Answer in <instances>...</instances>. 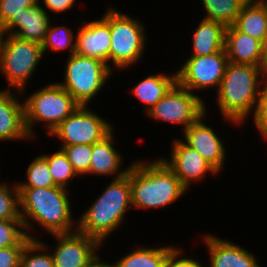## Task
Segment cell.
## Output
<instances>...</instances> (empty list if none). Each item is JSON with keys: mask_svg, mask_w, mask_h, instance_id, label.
<instances>
[{"mask_svg": "<svg viewBox=\"0 0 267 267\" xmlns=\"http://www.w3.org/2000/svg\"><path fill=\"white\" fill-rule=\"evenodd\" d=\"M169 253L165 261V267H207V264L203 265V262L196 257H192L191 254H186L180 245L176 244ZM185 254L187 256H185ZM189 256V257H188ZM201 261V262H200Z\"/></svg>", "mask_w": 267, "mask_h": 267, "instance_id": "35", "label": "cell"}, {"mask_svg": "<svg viewBox=\"0 0 267 267\" xmlns=\"http://www.w3.org/2000/svg\"><path fill=\"white\" fill-rule=\"evenodd\" d=\"M50 16L40 3L23 9L18 17H14L4 28L3 33L12 34L19 39L42 43L48 26L55 17Z\"/></svg>", "mask_w": 267, "mask_h": 267, "instance_id": "19", "label": "cell"}, {"mask_svg": "<svg viewBox=\"0 0 267 267\" xmlns=\"http://www.w3.org/2000/svg\"><path fill=\"white\" fill-rule=\"evenodd\" d=\"M63 81L57 83L82 106H90L92 101L104 92L106 82L114 75L108 65L99 59L74 53L66 57Z\"/></svg>", "mask_w": 267, "mask_h": 267, "instance_id": "7", "label": "cell"}, {"mask_svg": "<svg viewBox=\"0 0 267 267\" xmlns=\"http://www.w3.org/2000/svg\"><path fill=\"white\" fill-rule=\"evenodd\" d=\"M265 77V71L259 66L227 63L221 84L214 94L216 111L219 110L224 123L238 128L248 123L255 111L260 85Z\"/></svg>", "mask_w": 267, "mask_h": 267, "instance_id": "2", "label": "cell"}, {"mask_svg": "<svg viewBox=\"0 0 267 267\" xmlns=\"http://www.w3.org/2000/svg\"><path fill=\"white\" fill-rule=\"evenodd\" d=\"M2 36H3V29H2V27H1V25H0V41H1V39H2Z\"/></svg>", "mask_w": 267, "mask_h": 267, "instance_id": "41", "label": "cell"}, {"mask_svg": "<svg viewBox=\"0 0 267 267\" xmlns=\"http://www.w3.org/2000/svg\"><path fill=\"white\" fill-rule=\"evenodd\" d=\"M207 99L193 94L177 82L162 99L145 113L151 121L168 122L180 126V132L196 122L207 109Z\"/></svg>", "mask_w": 267, "mask_h": 267, "instance_id": "9", "label": "cell"}, {"mask_svg": "<svg viewBox=\"0 0 267 267\" xmlns=\"http://www.w3.org/2000/svg\"><path fill=\"white\" fill-rule=\"evenodd\" d=\"M176 82V71L169 74L161 69L160 72L149 74L138 81L130 91L134 95L133 97L140 101L139 103L144 104L143 113H146L162 99Z\"/></svg>", "mask_w": 267, "mask_h": 267, "instance_id": "21", "label": "cell"}, {"mask_svg": "<svg viewBox=\"0 0 267 267\" xmlns=\"http://www.w3.org/2000/svg\"><path fill=\"white\" fill-rule=\"evenodd\" d=\"M195 28L191 36L190 56H206L225 50L226 26L224 24L201 18Z\"/></svg>", "mask_w": 267, "mask_h": 267, "instance_id": "22", "label": "cell"}, {"mask_svg": "<svg viewBox=\"0 0 267 267\" xmlns=\"http://www.w3.org/2000/svg\"><path fill=\"white\" fill-rule=\"evenodd\" d=\"M20 216L27 236L39 239L36 227L43 233L61 234L77 230V218L73 215L71 190L54 186L47 188H18ZM71 194V195H70ZM36 233H35V232ZM37 235L35 237V235Z\"/></svg>", "mask_w": 267, "mask_h": 267, "instance_id": "1", "label": "cell"}, {"mask_svg": "<svg viewBox=\"0 0 267 267\" xmlns=\"http://www.w3.org/2000/svg\"><path fill=\"white\" fill-rule=\"evenodd\" d=\"M78 0H39L40 5L48 12L50 15H63V13L70 12L72 8L77 7L76 4Z\"/></svg>", "mask_w": 267, "mask_h": 267, "instance_id": "37", "label": "cell"}, {"mask_svg": "<svg viewBox=\"0 0 267 267\" xmlns=\"http://www.w3.org/2000/svg\"><path fill=\"white\" fill-rule=\"evenodd\" d=\"M252 125L258 130L259 136L267 143V78L260 85L257 105L252 115Z\"/></svg>", "mask_w": 267, "mask_h": 267, "instance_id": "33", "label": "cell"}, {"mask_svg": "<svg viewBox=\"0 0 267 267\" xmlns=\"http://www.w3.org/2000/svg\"><path fill=\"white\" fill-rule=\"evenodd\" d=\"M146 246V244L133 245L131 251L120 256L115 262L118 267H165L168 253L176 246L174 243L163 246ZM136 248H135V247Z\"/></svg>", "mask_w": 267, "mask_h": 267, "instance_id": "23", "label": "cell"}, {"mask_svg": "<svg viewBox=\"0 0 267 267\" xmlns=\"http://www.w3.org/2000/svg\"><path fill=\"white\" fill-rule=\"evenodd\" d=\"M209 110L204 113L196 122L186 128L181 134L180 139L190 148L197 151L219 174L224 171L226 158L228 159L227 148L221 134L217 129L207 124L205 121L208 118ZM207 116V117H206Z\"/></svg>", "mask_w": 267, "mask_h": 267, "instance_id": "14", "label": "cell"}, {"mask_svg": "<svg viewBox=\"0 0 267 267\" xmlns=\"http://www.w3.org/2000/svg\"><path fill=\"white\" fill-rule=\"evenodd\" d=\"M24 246L0 248V267H19Z\"/></svg>", "mask_w": 267, "mask_h": 267, "instance_id": "36", "label": "cell"}, {"mask_svg": "<svg viewBox=\"0 0 267 267\" xmlns=\"http://www.w3.org/2000/svg\"><path fill=\"white\" fill-rule=\"evenodd\" d=\"M105 185L101 194L77 217V231L97 239L102 245L127 222V213L132 210L129 170L125 176Z\"/></svg>", "mask_w": 267, "mask_h": 267, "instance_id": "4", "label": "cell"}, {"mask_svg": "<svg viewBox=\"0 0 267 267\" xmlns=\"http://www.w3.org/2000/svg\"><path fill=\"white\" fill-rule=\"evenodd\" d=\"M79 177H88L92 158V145H71L61 148Z\"/></svg>", "mask_w": 267, "mask_h": 267, "instance_id": "32", "label": "cell"}, {"mask_svg": "<svg viewBox=\"0 0 267 267\" xmlns=\"http://www.w3.org/2000/svg\"><path fill=\"white\" fill-rule=\"evenodd\" d=\"M228 62L225 50L206 56H190L176 70L177 83L201 98L200 93H206L207 89L216 93Z\"/></svg>", "mask_w": 267, "mask_h": 267, "instance_id": "11", "label": "cell"}, {"mask_svg": "<svg viewBox=\"0 0 267 267\" xmlns=\"http://www.w3.org/2000/svg\"><path fill=\"white\" fill-rule=\"evenodd\" d=\"M22 97L20 91L5 87L0 89V143L4 141L7 143L8 141H32L25 127Z\"/></svg>", "mask_w": 267, "mask_h": 267, "instance_id": "17", "label": "cell"}, {"mask_svg": "<svg viewBox=\"0 0 267 267\" xmlns=\"http://www.w3.org/2000/svg\"><path fill=\"white\" fill-rule=\"evenodd\" d=\"M267 11V0H259Z\"/></svg>", "mask_w": 267, "mask_h": 267, "instance_id": "40", "label": "cell"}, {"mask_svg": "<svg viewBox=\"0 0 267 267\" xmlns=\"http://www.w3.org/2000/svg\"><path fill=\"white\" fill-rule=\"evenodd\" d=\"M114 128L107 136L101 141L92 145V158L89 168V175L98 178V176L111 177L117 179L127 174L130 168L129 165L123 168L124 161L122 153L115 146L116 138ZM123 165V166H122ZM123 168V169H122Z\"/></svg>", "mask_w": 267, "mask_h": 267, "instance_id": "18", "label": "cell"}, {"mask_svg": "<svg viewBox=\"0 0 267 267\" xmlns=\"http://www.w3.org/2000/svg\"><path fill=\"white\" fill-rule=\"evenodd\" d=\"M261 68L266 72L267 71V36L262 42V60Z\"/></svg>", "mask_w": 267, "mask_h": 267, "instance_id": "39", "label": "cell"}, {"mask_svg": "<svg viewBox=\"0 0 267 267\" xmlns=\"http://www.w3.org/2000/svg\"><path fill=\"white\" fill-rule=\"evenodd\" d=\"M21 219L17 183L0 182V220Z\"/></svg>", "mask_w": 267, "mask_h": 267, "instance_id": "30", "label": "cell"}, {"mask_svg": "<svg viewBox=\"0 0 267 267\" xmlns=\"http://www.w3.org/2000/svg\"><path fill=\"white\" fill-rule=\"evenodd\" d=\"M26 180H17L18 188H47L54 187V181L48 166L47 159L40 153L36 155L25 169Z\"/></svg>", "mask_w": 267, "mask_h": 267, "instance_id": "27", "label": "cell"}, {"mask_svg": "<svg viewBox=\"0 0 267 267\" xmlns=\"http://www.w3.org/2000/svg\"><path fill=\"white\" fill-rule=\"evenodd\" d=\"M110 5L111 48L109 68L123 72L144 59L148 38L143 22ZM123 70V71H122Z\"/></svg>", "mask_w": 267, "mask_h": 267, "instance_id": "6", "label": "cell"}, {"mask_svg": "<svg viewBox=\"0 0 267 267\" xmlns=\"http://www.w3.org/2000/svg\"><path fill=\"white\" fill-rule=\"evenodd\" d=\"M218 234L203 233L200 237L202 244L206 245L208 254L207 267H262L260 260L254 252L242 247L239 243L232 242Z\"/></svg>", "mask_w": 267, "mask_h": 267, "instance_id": "16", "label": "cell"}, {"mask_svg": "<svg viewBox=\"0 0 267 267\" xmlns=\"http://www.w3.org/2000/svg\"><path fill=\"white\" fill-rule=\"evenodd\" d=\"M202 4V18L224 24L226 27L234 24L241 12L242 6L248 0H199Z\"/></svg>", "mask_w": 267, "mask_h": 267, "instance_id": "26", "label": "cell"}, {"mask_svg": "<svg viewBox=\"0 0 267 267\" xmlns=\"http://www.w3.org/2000/svg\"><path fill=\"white\" fill-rule=\"evenodd\" d=\"M21 93L25 98L23 99L25 127L32 141L38 137L35 126L41 125L44 128L42 130H45L46 135L49 136L62 121L80 106L57 81L39 87L34 92L29 93V96L25 92Z\"/></svg>", "mask_w": 267, "mask_h": 267, "instance_id": "5", "label": "cell"}, {"mask_svg": "<svg viewBox=\"0 0 267 267\" xmlns=\"http://www.w3.org/2000/svg\"><path fill=\"white\" fill-rule=\"evenodd\" d=\"M170 146V157L159 158L175 173L188 191H191L189 189L194 183L201 184L206 181L207 175H219L197 151L187 146L178 136L172 140Z\"/></svg>", "mask_w": 267, "mask_h": 267, "instance_id": "13", "label": "cell"}, {"mask_svg": "<svg viewBox=\"0 0 267 267\" xmlns=\"http://www.w3.org/2000/svg\"><path fill=\"white\" fill-rule=\"evenodd\" d=\"M76 31V52L80 55L99 59L109 67L111 48L110 7H106L101 17L83 19Z\"/></svg>", "mask_w": 267, "mask_h": 267, "instance_id": "15", "label": "cell"}, {"mask_svg": "<svg viewBox=\"0 0 267 267\" xmlns=\"http://www.w3.org/2000/svg\"><path fill=\"white\" fill-rule=\"evenodd\" d=\"M29 240L22 219L0 220V248L25 246Z\"/></svg>", "mask_w": 267, "mask_h": 267, "instance_id": "31", "label": "cell"}, {"mask_svg": "<svg viewBox=\"0 0 267 267\" xmlns=\"http://www.w3.org/2000/svg\"><path fill=\"white\" fill-rule=\"evenodd\" d=\"M39 3V0H0V25L2 29L23 9H28Z\"/></svg>", "mask_w": 267, "mask_h": 267, "instance_id": "34", "label": "cell"}, {"mask_svg": "<svg viewBox=\"0 0 267 267\" xmlns=\"http://www.w3.org/2000/svg\"><path fill=\"white\" fill-rule=\"evenodd\" d=\"M43 56L40 43L3 33L0 41V74L8 84L6 88L27 92L26 87L29 88V82L43 61Z\"/></svg>", "mask_w": 267, "mask_h": 267, "instance_id": "8", "label": "cell"}, {"mask_svg": "<svg viewBox=\"0 0 267 267\" xmlns=\"http://www.w3.org/2000/svg\"><path fill=\"white\" fill-rule=\"evenodd\" d=\"M92 109V106L80 105L48 137L59 139L60 149L71 145H93L101 141L115 126Z\"/></svg>", "mask_w": 267, "mask_h": 267, "instance_id": "10", "label": "cell"}, {"mask_svg": "<svg viewBox=\"0 0 267 267\" xmlns=\"http://www.w3.org/2000/svg\"><path fill=\"white\" fill-rule=\"evenodd\" d=\"M55 238L54 246L47 241L39 240L51 252L54 267H88L89 263L101 252L97 239L87 236L79 231L70 233L52 234Z\"/></svg>", "mask_w": 267, "mask_h": 267, "instance_id": "12", "label": "cell"}, {"mask_svg": "<svg viewBox=\"0 0 267 267\" xmlns=\"http://www.w3.org/2000/svg\"><path fill=\"white\" fill-rule=\"evenodd\" d=\"M101 257V255L98 253L96 257L89 263L88 267H118L117 263L110 262L107 259L104 260V258Z\"/></svg>", "mask_w": 267, "mask_h": 267, "instance_id": "38", "label": "cell"}, {"mask_svg": "<svg viewBox=\"0 0 267 267\" xmlns=\"http://www.w3.org/2000/svg\"><path fill=\"white\" fill-rule=\"evenodd\" d=\"M19 267H54V262L49 249L39 239H30L24 246Z\"/></svg>", "mask_w": 267, "mask_h": 267, "instance_id": "29", "label": "cell"}, {"mask_svg": "<svg viewBox=\"0 0 267 267\" xmlns=\"http://www.w3.org/2000/svg\"><path fill=\"white\" fill-rule=\"evenodd\" d=\"M55 24V25H54ZM51 20L45 38L41 43L44 56L50 51L59 53L67 51L69 54L76 52V29L75 32L64 23L57 25Z\"/></svg>", "mask_w": 267, "mask_h": 267, "instance_id": "25", "label": "cell"}, {"mask_svg": "<svg viewBox=\"0 0 267 267\" xmlns=\"http://www.w3.org/2000/svg\"><path fill=\"white\" fill-rule=\"evenodd\" d=\"M147 161L136 158L130 164L132 209L161 210L187 194L188 190L158 156Z\"/></svg>", "mask_w": 267, "mask_h": 267, "instance_id": "3", "label": "cell"}, {"mask_svg": "<svg viewBox=\"0 0 267 267\" xmlns=\"http://www.w3.org/2000/svg\"><path fill=\"white\" fill-rule=\"evenodd\" d=\"M225 51L229 62L261 67L262 42L238 31L233 25L225 30Z\"/></svg>", "mask_w": 267, "mask_h": 267, "instance_id": "20", "label": "cell"}, {"mask_svg": "<svg viewBox=\"0 0 267 267\" xmlns=\"http://www.w3.org/2000/svg\"><path fill=\"white\" fill-rule=\"evenodd\" d=\"M42 155L47 159L48 166L51 172L52 179L56 186L69 189L71 182L79 176L74 171L72 164L69 162L67 155L60 148L53 153L46 154L43 152Z\"/></svg>", "mask_w": 267, "mask_h": 267, "instance_id": "28", "label": "cell"}, {"mask_svg": "<svg viewBox=\"0 0 267 267\" xmlns=\"http://www.w3.org/2000/svg\"><path fill=\"white\" fill-rule=\"evenodd\" d=\"M233 26L263 42L267 36V11L259 0H248L236 17Z\"/></svg>", "mask_w": 267, "mask_h": 267, "instance_id": "24", "label": "cell"}]
</instances>
